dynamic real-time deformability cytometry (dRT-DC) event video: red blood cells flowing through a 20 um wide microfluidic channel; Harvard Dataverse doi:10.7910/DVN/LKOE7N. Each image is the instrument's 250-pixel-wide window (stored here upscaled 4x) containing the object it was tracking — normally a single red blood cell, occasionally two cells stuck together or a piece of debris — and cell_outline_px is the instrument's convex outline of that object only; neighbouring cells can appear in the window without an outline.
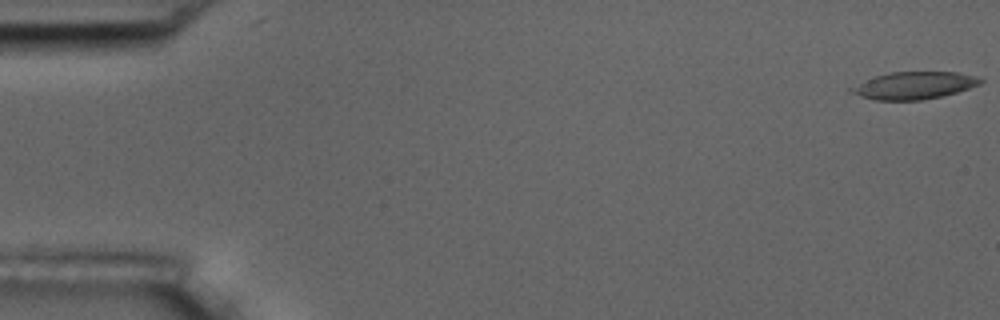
{"species": "common noctule bat (a hibernating species)", "species_latin": "Nyctalus noctula", "temperature_condition": "room temperature", "stored_images_in_passage": 57, "camera_frame_rate_fps": 3000, "um_per_image_px": 0.085, "animal": {"sex": "male", "body_mass_g": 17.5, "forearm_length_mm": 52.3}, "frame": {"image": 1, "passage_image": 1, "time_ms": 0.0, "image_size_px": [1000, 320], "cell_outline_px": [[984, 80], [980, 84], [956, 92], [940, 96], [920, 100], [876, 100], [860, 96], [848, 92], [848, 88], [876, 76], [888, 72], [956, 72], [976, 76]], "centroid_in_image_um": [77.67, 7.26], "position_along_channel_um": 7.3, "area_um2": 20.35}}
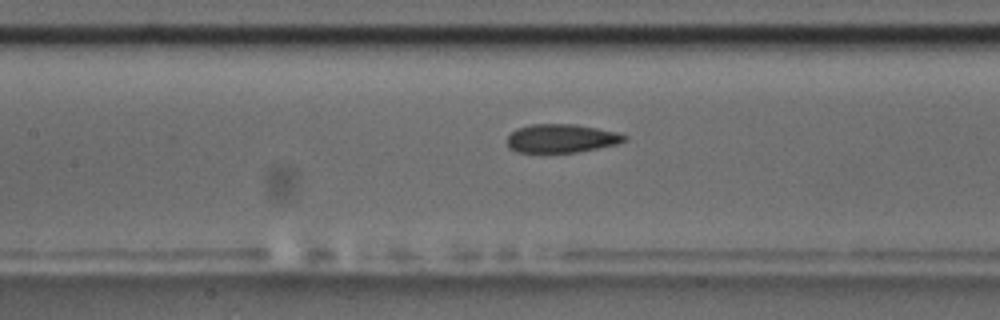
{"frame": {"image": 2, "passage_image": 26, "time_ms": 8.333, "image_size_px": [1000, 320], "cell_outline_px": [[628, 140], [616, 144], [576, 152], [516, 152], [508, 148], [508, 136], [516, 128], [528, 124], [576, 124], [616, 132], [628, 136]], "centroid_in_image_um": [47.7, 11.75], "position_along_channel_um": 159.7, "area_um2": 19.48}}
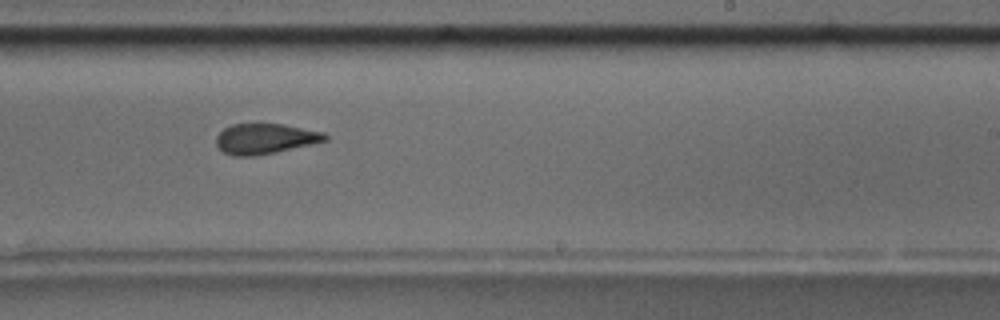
{"frame": {"image": 3, "passage_image": 35, "time_ms": 11.333, "image_size_px": [1000, 320], "cell_outline_px": [[328, 140], [276, 152], [256, 156], [232, 156], [224, 152], [216, 144], [216, 136], [224, 128], [232, 124], [284, 124], [324, 132], [328, 136]], "centroid_in_image_um": [22.53, 11.79], "position_along_channel_um": 266.5, "area_um2": 19.25}, "authors_computed_cell_mechanics": {"area_um2": 20.2878, "velocity_mm_per_s": 3.5773, "shape_relaxation_time_tau1_ms": null, "shape_relaxation_time_tau2_ms": 2.5116, "deformation_change_tau1": null, "deformation_change_tau2": 0.0985}}